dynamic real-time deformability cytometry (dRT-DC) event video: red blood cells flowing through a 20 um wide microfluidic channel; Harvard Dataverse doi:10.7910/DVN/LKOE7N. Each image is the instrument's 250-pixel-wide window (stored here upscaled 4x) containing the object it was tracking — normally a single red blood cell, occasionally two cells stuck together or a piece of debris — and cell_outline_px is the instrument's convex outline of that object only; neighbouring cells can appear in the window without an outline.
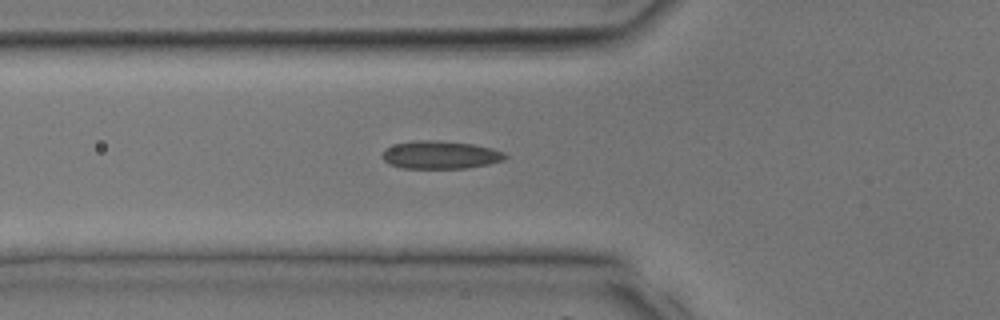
{"species": "common noctule bat (a hibernating species)", "species_latin": "Nyctalus noctula", "temperature_condition": "room temperature", "stored_images_in_passage": 25, "camera_frame_rate_fps": 3000, "um_per_image_px": 0.085, "animal": {"sex": "male", "body_mass_g": 17.9, "forearm_length_mm": 54.2}, "frame": {"image": 1, "passage_image": 4, "time_ms": 1.0, "image_size_px": [1000, 320], "cell_outline_px": [[508, 156], [504, 160], [488, 164], [468, 168], [400, 168], [388, 164], [380, 156], [384, 148], [396, 144], [416, 140], [436, 140], [472, 144], [492, 148], [504, 152]], "centroid_in_image_um": [37.4, 13.17], "position_along_channel_um": 88.4, "area_um2": 20.17}}
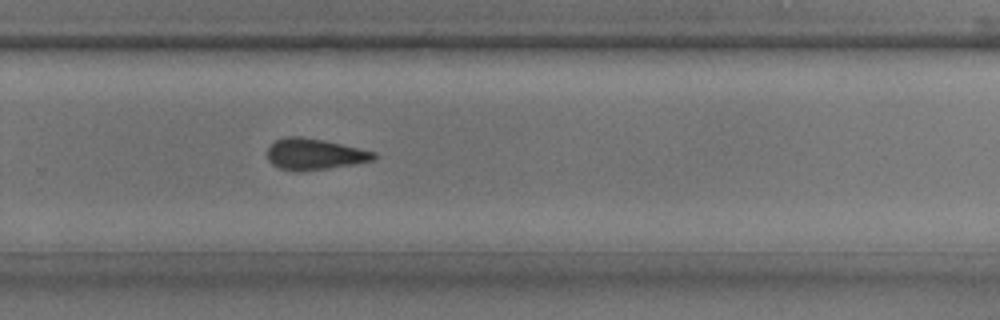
{"frame": {"image": 2, "passage_image": 15, "time_ms": 4.667, "image_size_px": [1000, 320], "cell_outline_px": [[380, 156], [372, 160], [352, 164], [328, 168], [280, 168], [272, 164], [268, 160], [268, 148], [276, 140], [284, 136], [300, 136], [324, 140], [376, 152]], "centroid_in_image_um": [26.77, 13.05], "position_along_channel_um": 303.0, "area_um2": 18.61}}
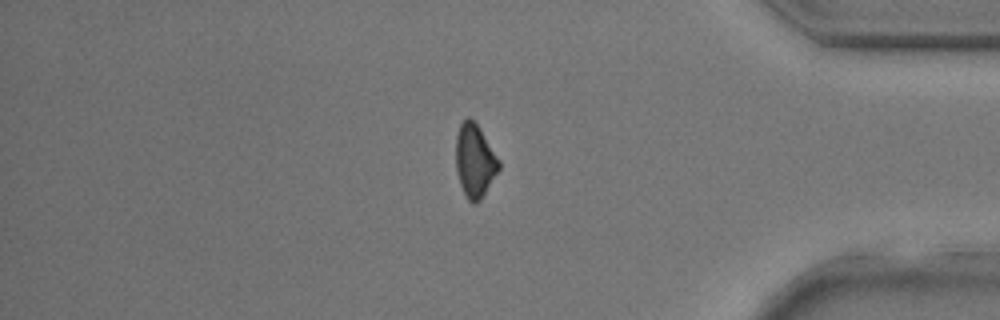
{"frame": {"image": 3, "passage_image": 21, "time_ms": 6.667, "image_size_px": [1000, 320], "cell_outline_px": [[500, 168], [480, 200], [476, 204], [472, 204], [468, 200], [460, 184], [456, 172], [456, 136], [460, 124], [468, 116], [480, 128], [500, 160]], "centroid_in_image_um": [40.35, 13.67], "position_along_channel_um": 394.8, "area_um2": 18.32}}